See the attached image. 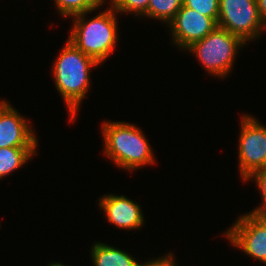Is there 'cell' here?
Segmentation results:
<instances>
[{"label": "cell", "instance_id": "6da1fadb", "mask_svg": "<svg viewBox=\"0 0 266 266\" xmlns=\"http://www.w3.org/2000/svg\"><path fill=\"white\" fill-rule=\"evenodd\" d=\"M99 64L68 40L53 65L55 87L67 105L72 121L90 86V70Z\"/></svg>", "mask_w": 266, "mask_h": 266}, {"label": "cell", "instance_id": "7a4b0ae2", "mask_svg": "<svg viewBox=\"0 0 266 266\" xmlns=\"http://www.w3.org/2000/svg\"><path fill=\"white\" fill-rule=\"evenodd\" d=\"M102 133L105 155L119 168L132 171L155 162L150 144L134 124L104 122Z\"/></svg>", "mask_w": 266, "mask_h": 266}, {"label": "cell", "instance_id": "3957f363", "mask_svg": "<svg viewBox=\"0 0 266 266\" xmlns=\"http://www.w3.org/2000/svg\"><path fill=\"white\" fill-rule=\"evenodd\" d=\"M87 13L73 16L74 25L68 40L101 64L111 56L117 43V14L112 6L90 20L85 19Z\"/></svg>", "mask_w": 266, "mask_h": 266}, {"label": "cell", "instance_id": "277c9868", "mask_svg": "<svg viewBox=\"0 0 266 266\" xmlns=\"http://www.w3.org/2000/svg\"><path fill=\"white\" fill-rule=\"evenodd\" d=\"M246 43L237 35L217 26L205 38L186 49L196 54L202 66L213 75L226 77L230 72L238 49Z\"/></svg>", "mask_w": 266, "mask_h": 266}, {"label": "cell", "instance_id": "5b68a950", "mask_svg": "<svg viewBox=\"0 0 266 266\" xmlns=\"http://www.w3.org/2000/svg\"><path fill=\"white\" fill-rule=\"evenodd\" d=\"M217 24L245 43L259 38L266 25L261 20L256 0H219Z\"/></svg>", "mask_w": 266, "mask_h": 266}, {"label": "cell", "instance_id": "8992f818", "mask_svg": "<svg viewBox=\"0 0 266 266\" xmlns=\"http://www.w3.org/2000/svg\"><path fill=\"white\" fill-rule=\"evenodd\" d=\"M239 135V170L247 179L262 169L266 162V127L253 116L244 115Z\"/></svg>", "mask_w": 266, "mask_h": 266}, {"label": "cell", "instance_id": "52a82bcc", "mask_svg": "<svg viewBox=\"0 0 266 266\" xmlns=\"http://www.w3.org/2000/svg\"><path fill=\"white\" fill-rule=\"evenodd\" d=\"M224 235L250 257L266 261V217L252 213L242 215Z\"/></svg>", "mask_w": 266, "mask_h": 266}, {"label": "cell", "instance_id": "ba28073f", "mask_svg": "<svg viewBox=\"0 0 266 266\" xmlns=\"http://www.w3.org/2000/svg\"><path fill=\"white\" fill-rule=\"evenodd\" d=\"M168 25L171 29L173 43L184 50L205 38L218 26L211 17L204 16L184 5Z\"/></svg>", "mask_w": 266, "mask_h": 266}, {"label": "cell", "instance_id": "9c48e42d", "mask_svg": "<svg viewBox=\"0 0 266 266\" xmlns=\"http://www.w3.org/2000/svg\"><path fill=\"white\" fill-rule=\"evenodd\" d=\"M30 124L7 101H0V148L37 147Z\"/></svg>", "mask_w": 266, "mask_h": 266}, {"label": "cell", "instance_id": "30bf717a", "mask_svg": "<svg viewBox=\"0 0 266 266\" xmlns=\"http://www.w3.org/2000/svg\"><path fill=\"white\" fill-rule=\"evenodd\" d=\"M108 222L121 229H139L143 226L144 216L138 203L124 195H105L99 199Z\"/></svg>", "mask_w": 266, "mask_h": 266}, {"label": "cell", "instance_id": "8fae6325", "mask_svg": "<svg viewBox=\"0 0 266 266\" xmlns=\"http://www.w3.org/2000/svg\"><path fill=\"white\" fill-rule=\"evenodd\" d=\"M91 248L94 266H136L138 263L127 252L102 242L95 243Z\"/></svg>", "mask_w": 266, "mask_h": 266}, {"label": "cell", "instance_id": "7c38bea8", "mask_svg": "<svg viewBox=\"0 0 266 266\" xmlns=\"http://www.w3.org/2000/svg\"><path fill=\"white\" fill-rule=\"evenodd\" d=\"M37 147L0 148V179L23 166L36 154Z\"/></svg>", "mask_w": 266, "mask_h": 266}, {"label": "cell", "instance_id": "4fadbf2b", "mask_svg": "<svg viewBox=\"0 0 266 266\" xmlns=\"http://www.w3.org/2000/svg\"><path fill=\"white\" fill-rule=\"evenodd\" d=\"M182 6L183 0H150L147 17L159 19L168 25Z\"/></svg>", "mask_w": 266, "mask_h": 266}, {"label": "cell", "instance_id": "5bb4252c", "mask_svg": "<svg viewBox=\"0 0 266 266\" xmlns=\"http://www.w3.org/2000/svg\"><path fill=\"white\" fill-rule=\"evenodd\" d=\"M60 15L73 17L78 14L93 12L100 6L94 0H54Z\"/></svg>", "mask_w": 266, "mask_h": 266}, {"label": "cell", "instance_id": "9a60e30c", "mask_svg": "<svg viewBox=\"0 0 266 266\" xmlns=\"http://www.w3.org/2000/svg\"><path fill=\"white\" fill-rule=\"evenodd\" d=\"M150 0H112L111 6L116 12L135 13L136 16H147Z\"/></svg>", "mask_w": 266, "mask_h": 266}, {"label": "cell", "instance_id": "2e32d148", "mask_svg": "<svg viewBox=\"0 0 266 266\" xmlns=\"http://www.w3.org/2000/svg\"><path fill=\"white\" fill-rule=\"evenodd\" d=\"M219 0H183V5L200 14L211 17L216 22L219 16Z\"/></svg>", "mask_w": 266, "mask_h": 266}, {"label": "cell", "instance_id": "e0dca14e", "mask_svg": "<svg viewBox=\"0 0 266 266\" xmlns=\"http://www.w3.org/2000/svg\"><path fill=\"white\" fill-rule=\"evenodd\" d=\"M252 178L257 183L256 185L260 190L263 202L261 204L262 206L252 210L250 213L266 217V172H254L247 180H252Z\"/></svg>", "mask_w": 266, "mask_h": 266}, {"label": "cell", "instance_id": "ac0fdd59", "mask_svg": "<svg viewBox=\"0 0 266 266\" xmlns=\"http://www.w3.org/2000/svg\"><path fill=\"white\" fill-rule=\"evenodd\" d=\"M170 255H165L164 257L162 256L157 258V259H153L150 261H146L145 263H137L136 266H177L175 263V259H173V254L169 253Z\"/></svg>", "mask_w": 266, "mask_h": 266}, {"label": "cell", "instance_id": "d6986e66", "mask_svg": "<svg viewBox=\"0 0 266 266\" xmlns=\"http://www.w3.org/2000/svg\"><path fill=\"white\" fill-rule=\"evenodd\" d=\"M261 20L266 25V0H256Z\"/></svg>", "mask_w": 266, "mask_h": 266}, {"label": "cell", "instance_id": "ffe728a7", "mask_svg": "<svg viewBox=\"0 0 266 266\" xmlns=\"http://www.w3.org/2000/svg\"><path fill=\"white\" fill-rule=\"evenodd\" d=\"M49 266H69V265H63L62 263L56 262L49 264Z\"/></svg>", "mask_w": 266, "mask_h": 266}, {"label": "cell", "instance_id": "44dd1931", "mask_svg": "<svg viewBox=\"0 0 266 266\" xmlns=\"http://www.w3.org/2000/svg\"><path fill=\"white\" fill-rule=\"evenodd\" d=\"M99 6H102L105 0H94ZM112 2V0H110Z\"/></svg>", "mask_w": 266, "mask_h": 266}, {"label": "cell", "instance_id": "7402d4cb", "mask_svg": "<svg viewBox=\"0 0 266 266\" xmlns=\"http://www.w3.org/2000/svg\"><path fill=\"white\" fill-rule=\"evenodd\" d=\"M256 172H266V162H265L264 166L262 167V169L259 171H256Z\"/></svg>", "mask_w": 266, "mask_h": 266}]
</instances>
